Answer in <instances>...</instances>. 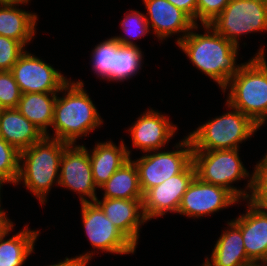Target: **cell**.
Masks as SVG:
<instances>
[{"instance_id": "obj_1", "label": "cell", "mask_w": 267, "mask_h": 266, "mask_svg": "<svg viewBox=\"0 0 267 266\" xmlns=\"http://www.w3.org/2000/svg\"><path fill=\"white\" fill-rule=\"evenodd\" d=\"M202 26L206 32L194 33L193 30L198 29L196 24L177 45L196 68L212 78L222 89L243 64L236 65L239 46L226 40L209 24Z\"/></svg>"}, {"instance_id": "obj_2", "label": "cell", "mask_w": 267, "mask_h": 266, "mask_svg": "<svg viewBox=\"0 0 267 266\" xmlns=\"http://www.w3.org/2000/svg\"><path fill=\"white\" fill-rule=\"evenodd\" d=\"M62 97L58 96L54 106L52 126L55 134L45 135L58 139L67 144H75L79 137H86L93 132L103 120L89 94L84 88L83 81L71 82V79L63 86Z\"/></svg>"}, {"instance_id": "obj_3", "label": "cell", "mask_w": 267, "mask_h": 266, "mask_svg": "<svg viewBox=\"0 0 267 266\" xmlns=\"http://www.w3.org/2000/svg\"><path fill=\"white\" fill-rule=\"evenodd\" d=\"M228 87V88H227ZM227 104L250 117L259 127L267 121V61L264 47L242 64L228 83Z\"/></svg>"}, {"instance_id": "obj_4", "label": "cell", "mask_w": 267, "mask_h": 266, "mask_svg": "<svg viewBox=\"0 0 267 266\" xmlns=\"http://www.w3.org/2000/svg\"><path fill=\"white\" fill-rule=\"evenodd\" d=\"M67 145L66 142L44 136L29 148L20 151L15 185L23 180L26 188L42 204L47 202L46 196L53 184L59 183L60 161Z\"/></svg>"}, {"instance_id": "obj_5", "label": "cell", "mask_w": 267, "mask_h": 266, "mask_svg": "<svg viewBox=\"0 0 267 266\" xmlns=\"http://www.w3.org/2000/svg\"><path fill=\"white\" fill-rule=\"evenodd\" d=\"M226 105L233 111L209 120L188 134L193 151L238 149V144L245 142L260 129L250 117Z\"/></svg>"}, {"instance_id": "obj_6", "label": "cell", "mask_w": 267, "mask_h": 266, "mask_svg": "<svg viewBox=\"0 0 267 266\" xmlns=\"http://www.w3.org/2000/svg\"><path fill=\"white\" fill-rule=\"evenodd\" d=\"M238 152L239 149L193 151L192 162L196 177L203 182L226 188L238 200H247L251 191L252 177L242 164ZM245 177H250L245 190L242 191L231 185ZM247 189L249 192L246 191Z\"/></svg>"}, {"instance_id": "obj_7", "label": "cell", "mask_w": 267, "mask_h": 266, "mask_svg": "<svg viewBox=\"0 0 267 266\" xmlns=\"http://www.w3.org/2000/svg\"><path fill=\"white\" fill-rule=\"evenodd\" d=\"M209 25L226 40L239 46L240 35L267 31V2L230 0Z\"/></svg>"}, {"instance_id": "obj_8", "label": "cell", "mask_w": 267, "mask_h": 266, "mask_svg": "<svg viewBox=\"0 0 267 266\" xmlns=\"http://www.w3.org/2000/svg\"><path fill=\"white\" fill-rule=\"evenodd\" d=\"M175 147L177 150L150 151L148 155L146 154L136 161L133 160L138 171L139 184L143 194L148 189L158 186L170 177L181 173L192 162L193 146L188 135L184 136V139Z\"/></svg>"}, {"instance_id": "obj_9", "label": "cell", "mask_w": 267, "mask_h": 266, "mask_svg": "<svg viewBox=\"0 0 267 266\" xmlns=\"http://www.w3.org/2000/svg\"><path fill=\"white\" fill-rule=\"evenodd\" d=\"M21 93H61L69 81L61 72L26 50L11 68Z\"/></svg>"}, {"instance_id": "obj_10", "label": "cell", "mask_w": 267, "mask_h": 266, "mask_svg": "<svg viewBox=\"0 0 267 266\" xmlns=\"http://www.w3.org/2000/svg\"><path fill=\"white\" fill-rule=\"evenodd\" d=\"M58 185L77 192L81 203L94 202L96 188L89 152L84 145L68 144L60 161ZM90 199V200H88Z\"/></svg>"}, {"instance_id": "obj_11", "label": "cell", "mask_w": 267, "mask_h": 266, "mask_svg": "<svg viewBox=\"0 0 267 266\" xmlns=\"http://www.w3.org/2000/svg\"><path fill=\"white\" fill-rule=\"evenodd\" d=\"M82 222L92 247L103 252L132 254L136 247L106 217L95 202L81 203Z\"/></svg>"}, {"instance_id": "obj_12", "label": "cell", "mask_w": 267, "mask_h": 266, "mask_svg": "<svg viewBox=\"0 0 267 266\" xmlns=\"http://www.w3.org/2000/svg\"><path fill=\"white\" fill-rule=\"evenodd\" d=\"M195 176L196 170L193 162H191L181 173L148 189L143 194L142 200L146 220L163 216L167 212L178 213L182 196Z\"/></svg>"}, {"instance_id": "obj_13", "label": "cell", "mask_w": 267, "mask_h": 266, "mask_svg": "<svg viewBox=\"0 0 267 266\" xmlns=\"http://www.w3.org/2000/svg\"><path fill=\"white\" fill-rule=\"evenodd\" d=\"M239 202L226 188L201 181L195 176L184 193L178 214L199 218Z\"/></svg>"}, {"instance_id": "obj_14", "label": "cell", "mask_w": 267, "mask_h": 266, "mask_svg": "<svg viewBox=\"0 0 267 266\" xmlns=\"http://www.w3.org/2000/svg\"><path fill=\"white\" fill-rule=\"evenodd\" d=\"M160 113L150 108L143 112L129 128L135 148L145 153L158 151L176 133L177 126L170 122L166 115Z\"/></svg>"}, {"instance_id": "obj_15", "label": "cell", "mask_w": 267, "mask_h": 266, "mask_svg": "<svg viewBox=\"0 0 267 266\" xmlns=\"http://www.w3.org/2000/svg\"><path fill=\"white\" fill-rule=\"evenodd\" d=\"M247 207L231 221L241 230L247 257L255 265H267V212L250 201Z\"/></svg>"}, {"instance_id": "obj_16", "label": "cell", "mask_w": 267, "mask_h": 266, "mask_svg": "<svg viewBox=\"0 0 267 266\" xmlns=\"http://www.w3.org/2000/svg\"><path fill=\"white\" fill-rule=\"evenodd\" d=\"M143 2L149 16V18L146 16L148 25L153 28V33L159 40L181 32L182 36L177 37L178 43L196 25L185 12L167 0H143Z\"/></svg>"}, {"instance_id": "obj_17", "label": "cell", "mask_w": 267, "mask_h": 266, "mask_svg": "<svg viewBox=\"0 0 267 266\" xmlns=\"http://www.w3.org/2000/svg\"><path fill=\"white\" fill-rule=\"evenodd\" d=\"M143 199H95V203L102 209L106 217L115 227L137 247L140 226L147 220L143 213Z\"/></svg>"}, {"instance_id": "obj_18", "label": "cell", "mask_w": 267, "mask_h": 266, "mask_svg": "<svg viewBox=\"0 0 267 266\" xmlns=\"http://www.w3.org/2000/svg\"><path fill=\"white\" fill-rule=\"evenodd\" d=\"M45 135L16 108L0 109V137L19 152L40 141Z\"/></svg>"}, {"instance_id": "obj_19", "label": "cell", "mask_w": 267, "mask_h": 266, "mask_svg": "<svg viewBox=\"0 0 267 266\" xmlns=\"http://www.w3.org/2000/svg\"><path fill=\"white\" fill-rule=\"evenodd\" d=\"M13 222L7 221L0 229V266H22L34 251V243L40 230H30L28 225L6 240L13 230Z\"/></svg>"}, {"instance_id": "obj_20", "label": "cell", "mask_w": 267, "mask_h": 266, "mask_svg": "<svg viewBox=\"0 0 267 266\" xmlns=\"http://www.w3.org/2000/svg\"><path fill=\"white\" fill-rule=\"evenodd\" d=\"M226 229L219 239L211 254L207 257L204 266H255L247 257L241 230L232 222L227 223Z\"/></svg>"}, {"instance_id": "obj_21", "label": "cell", "mask_w": 267, "mask_h": 266, "mask_svg": "<svg viewBox=\"0 0 267 266\" xmlns=\"http://www.w3.org/2000/svg\"><path fill=\"white\" fill-rule=\"evenodd\" d=\"M131 151L121 140L119 146L112 141L99 142L89 153L93 179L99 188L103 185L130 157Z\"/></svg>"}, {"instance_id": "obj_22", "label": "cell", "mask_w": 267, "mask_h": 266, "mask_svg": "<svg viewBox=\"0 0 267 266\" xmlns=\"http://www.w3.org/2000/svg\"><path fill=\"white\" fill-rule=\"evenodd\" d=\"M16 6L0 5V35L15 39L25 47L35 35L38 16Z\"/></svg>"}, {"instance_id": "obj_23", "label": "cell", "mask_w": 267, "mask_h": 266, "mask_svg": "<svg viewBox=\"0 0 267 266\" xmlns=\"http://www.w3.org/2000/svg\"><path fill=\"white\" fill-rule=\"evenodd\" d=\"M56 98L57 93H23L16 109L44 135H49L47 129L53 123Z\"/></svg>"}, {"instance_id": "obj_24", "label": "cell", "mask_w": 267, "mask_h": 266, "mask_svg": "<svg viewBox=\"0 0 267 266\" xmlns=\"http://www.w3.org/2000/svg\"><path fill=\"white\" fill-rule=\"evenodd\" d=\"M103 198L143 199L136 165L126 161L103 185Z\"/></svg>"}, {"instance_id": "obj_25", "label": "cell", "mask_w": 267, "mask_h": 266, "mask_svg": "<svg viewBox=\"0 0 267 266\" xmlns=\"http://www.w3.org/2000/svg\"><path fill=\"white\" fill-rule=\"evenodd\" d=\"M119 42V49L115 53L114 66L109 74V81H124L132 78L141 69L143 54L137 44L129 37L114 36Z\"/></svg>"}, {"instance_id": "obj_26", "label": "cell", "mask_w": 267, "mask_h": 266, "mask_svg": "<svg viewBox=\"0 0 267 266\" xmlns=\"http://www.w3.org/2000/svg\"><path fill=\"white\" fill-rule=\"evenodd\" d=\"M118 49L119 42L112 37L100 42V44H97L92 50V69L98 77H101L100 79H107L109 81V74L113 69L115 53Z\"/></svg>"}, {"instance_id": "obj_27", "label": "cell", "mask_w": 267, "mask_h": 266, "mask_svg": "<svg viewBox=\"0 0 267 266\" xmlns=\"http://www.w3.org/2000/svg\"><path fill=\"white\" fill-rule=\"evenodd\" d=\"M20 152L0 137V191L4 183L15 184L19 173Z\"/></svg>"}, {"instance_id": "obj_28", "label": "cell", "mask_w": 267, "mask_h": 266, "mask_svg": "<svg viewBox=\"0 0 267 266\" xmlns=\"http://www.w3.org/2000/svg\"><path fill=\"white\" fill-rule=\"evenodd\" d=\"M21 95L11 71H0V109L17 108Z\"/></svg>"}, {"instance_id": "obj_29", "label": "cell", "mask_w": 267, "mask_h": 266, "mask_svg": "<svg viewBox=\"0 0 267 266\" xmlns=\"http://www.w3.org/2000/svg\"><path fill=\"white\" fill-rule=\"evenodd\" d=\"M24 51L19 41L0 35V71H10Z\"/></svg>"}, {"instance_id": "obj_30", "label": "cell", "mask_w": 267, "mask_h": 266, "mask_svg": "<svg viewBox=\"0 0 267 266\" xmlns=\"http://www.w3.org/2000/svg\"><path fill=\"white\" fill-rule=\"evenodd\" d=\"M131 10L125 14L124 19L121 22L122 30L126 35L138 39V37L145 36L149 34V25L146 20V15L140 13L139 11Z\"/></svg>"}, {"instance_id": "obj_31", "label": "cell", "mask_w": 267, "mask_h": 266, "mask_svg": "<svg viewBox=\"0 0 267 266\" xmlns=\"http://www.w3.org/2000/svg\"><path fill=\"white\" fill-rule=\"evenodd\" d=\"M251 177V194H249L247 201L249 200L255 204L267 192V153L263 159L255 165Z\"/></svg>"}, {"instance_id": "obj_32", "label": "cell", "mask_w": 267, "mask_h": 266, "mask_svg": "<svg viewBox=\"0 0 267 266\" xmlns=\"http://www.w3.org/2000/svg\"><path fill=\"white\" fill-rule=\"evenodd\" d=\"M230 0H197V20L201 25L212 22L227 6Z\"/></svg>"}, {"instance_id": "obj_33", "label": "cell", "mask_w": 267, "mask_h": 266, "mask_svg": "<svg viewBox=\"0 0 267 266\" xmlns=\"http://www.w3.org/2000/svg\"><path fill=\"white\" fill-rule=\"evenodd\" d=\"M185 12L197 24V0H167Z\"/></svg>"}, {"instance_id": "obj_34", "label": "cell", "mask_w": 267, "mask_h": 266, "mask_svg": "<svg viewBox=\"0 0 267 266\" xmlns=\"http://www.w3.org/2000/svg\"><path fill=\"white\" fill-rule=\"evenodd\" d=\"M93 254V252H87L74 258L66 257L64 261H59L58 263L49 266H87Z\"/></svg>"}, {"instance_id": "obj_35", "label": "cell", "mask_w": 267, "mask_h": 266, "mask_svg": "<svg viewBox=\"0 0 267 266\" xmlns=\"http://www.w3.org/2000/svg\"><path fill=\"white\" fill-rule=\"evenodd\" d=\"M30 0H0V5H17L27 4Z\"/></svg>"}, {"instance_id": "obj_36", "label": "cell", "mask_w": 267, "mask_h": 266, "mask_svg": "<svg viewBox=\"0 0 267 266\" xmlns=\"http://www.w3.org/2000/svg\"><path fill=\"white\" fill-rule=\"evenodd\" d=\"M255 205L267 212V192L255 203Z\"/></svg>"}, {"instance_id": "obj_37", "label": "cell", "mask_w": 267, "mask_h": 266, "mask_svg": "<svg viewBox=\"0 0 267 266\" xmlns=\"http://www.w3.org/2000/svg\"><path fill=\"white\" fill-rule=\"evenodd\" d=\"M10 219L7 218L6 213L4 212V209L1 208V198H0V229L1 227Z\"/></svg>"}]
</instances>
